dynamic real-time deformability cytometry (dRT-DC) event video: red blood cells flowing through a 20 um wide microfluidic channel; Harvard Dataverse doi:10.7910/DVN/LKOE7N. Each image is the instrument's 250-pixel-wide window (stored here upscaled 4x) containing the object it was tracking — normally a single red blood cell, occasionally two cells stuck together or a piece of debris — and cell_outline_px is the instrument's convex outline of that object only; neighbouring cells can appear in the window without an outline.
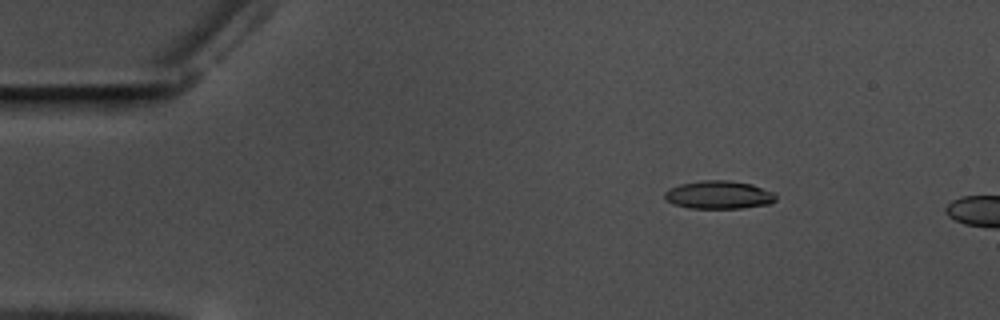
{"species": "common noctule bat (a hibernating species)", "species_latin": "Nyctalus noctula", "temperature_condition": "warm", "stored_images_in_passage": 5, "camera_frame_rate_fps": 3000, "um_per_image_px": 0.085, "animal": {"sex": "male", "body_mass_g": 17.5, "forearm_length_mm": 52.3}, "frame": {"image": 1, "passage_image": 1, "time_ms": 0.0, "image_size_px": [1000, 320], "cell_outline_px": [[776, 200], [768, 204], [744, 208], [688, 208], [672, 204], [664, 196], [664, 192], [680, 184], [704, 180], [728, 180], [752, 184], [776, 192]], "centroid_in_image_um": [61.14, 16.56], "position_along_channel_um": 23.9, "area_um2": 18.26}}